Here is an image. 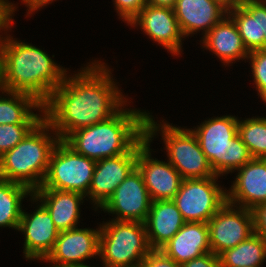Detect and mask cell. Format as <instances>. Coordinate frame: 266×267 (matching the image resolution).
<instances>
[{"mask_svg":"<svg viewBox=\"0 0 266 267\" xmlns=\"http://www.w3.org/2000/svg\"><path fill=\"white\" fill-rule=\"evenodd\" d=\"M91 63L73 76L66 74L43 105L44 119L59 140L75 130L108 120L126 106L128 99L115 86L110 69L104 62Z\"/></svg>","mask_w":266,"mask_h":267,"instance_id":"obj_1","label":"cell"},{"mask_svg":"<svg viewBox=\"0 0 266 267\" xmlns=\"http://www.w3.org/2000/svg\"><path fill=\"white\" fill-rule=\"evenodd\" d=\"M0 35L4 90L33 96L44 105L63 82L66 69L40 48Z\"/></svg>","mask_w":266,"mask_h":267,"instance_id":"obj_2","label":"cell"},{"mask_svg":"<svg viewBox=\"0 0 266 267\" xmlns=\"http://www.w3.org/2000/svg\"><path fill=\"white\" fill-rule=\"evenodd\" d=\"M124 107L111 118L70 133L63 141L94 161L129 152L146 135L148 113Z\"/></svg>","mask_w":266,"mask_h":267,"instance_id":"obj_3","label":"cell"},{"mask_svg":"<svg viewBox=\"0 0 266 267\" xmlns=\"http://www.w3.org/2000/svg\"><path fill=\"white\" fill-rule=\"evenodd\" d=\"M49 130L55 136H50ZM58 142V135L43 118L22 141L0 156V179L25 185L32 192L41 187Z\"/></svg>","mask_w":266,"mask_h":267,"instance_id":"obj_4","label":"cell"},{"mask_svg":"<svg viewBox=\"0 0 266 267\" xmlns=\"http://www.w3.org/2000/svg\"><path fill=\"white\" fill-rule=\"evenodd\" d=\"M238 121L231 115L217 116L192 130L217 176L232 173L253 158L237 134Z\"/></svg>","mask_w":266,"mask_h":267,"instance_id":"obj_5","label":"cell"},{"mask_svg":"<svg viewBox=\"0 0 266 267\" xmlns=\"http://www.w3.org/2000/svg\"><path fill=\"white\" fill-rule=\"evenodd\" d=\"M148 113L146 118V138L152 142L157 131H161L165 143L167 161L179 172L183 179L208 178L217 176L201 150L192 129L180 128L164 122L157 124ZM161 127V128H160Z\"/></svg>","mask_w":266,"mask_h":267,"instance_id":"obj_6","label":"cell"},{"mask_svg":"<svg viewBox=\"0 0 266 267\" xmlns=\"http://www.w3.org/2000/svg\"><path fill=\"white\" fill-rule=\"evenodd\" d=\"M100 229L99 257L106 265L140 267L152 250L145 223L111 219Z\"/></svg>","mask_w":266,"mask_h":267,"instance_id":"obj_7","label":"cell"},{"mask_svg":"<svg viewBox=\"0 0 266 267\" xmlns=\"http://www.w3.org/2000/svg\"><path fill=\"white\" fill-rule=\"evenodd\" d=\"M96 161L76 153L63 140L55 145L42 186L37 189L88 194Z\"/></svg>","mask_w":266,"mask_h":267,"instance_id":"obj_8","label":"cell"},{"mask_svg":"<svg viewBox=\"0 0 266 267\" xmlns=\"http://www.w3.org/2000/svg\"><path fill=\"white\" fill-rule=\"evenodd\" d=\"M218 177L183 179L172 200L185 222L208 223L226 203V190L216 183Z\"/></svg>","mask_w":266,"mask_h":267,"instance_id":"obj_9","label":"cell"},{"mask_svg":"<svg viewBox=\"0 0 266 267\" xmlns=\"http://www.w3.org/2000/svg\"><path fill=\"white\" fill-rule=\"evenodd\" d=\"M208 228L212 253L218 256L254 234L253 212L226 201L208 221Z\"/></svg>","mask_w":266,"mask_h":267,"instance_id":"obj_10","label":"cell"},{"mask_svg":"<svg viewBox=\"0 0 266 267\" xmlns=\"http://www.w3.org/2000/svg\"><path fill=\"white\" fill-rule=\"evenodd\" d=\"M152 199L145 186L143 177L135 168L118 185L114 193L101 207L104 212L116 215L119 221H136L144 223L147 219Z\"/></svg>","mask_w":266,"mask_h":267,"instance_id":"obj_11","label":"cell"},{"mask_svg":"<svg viewBox=\"0 0 266 267\" xmlns=\"http://www.w3.org/2000/svg\"><path fill=\"white\" fill-rule=\"evenodd\" d=\"M100 230V227L96 230L76 227L59 232L54 247L44 262L54 264L50 267H90L83 262L99 256Z\"/></svg>","mask_w":266,"mask_h":267,"instance_id":"obj_12","label":"cell"},{"mask_svg":"<svg viewBox=\"0 0 266 267\" xmlns=\"http://www.w3.org/2000/svg\"><path fill=\"white\" fill-rule=\"evenodd\" d=\"M150 142L146 135L138 142L136 168L143 177L152 201L172 200L178 192L183 178L168 162L151 157Z\"/></svg>","mask_w":266,"mask_h":267,"instance_id":"obj_13","label":"cell"},{"mask_svg":"<svg viewBox=\"0 0 266 267\" xmlns=\"http://www.w3.org/2000/svg\"><path fill=\"white\" fill-rule=\"evenodd\" d=\"M138 143L127 153L96 161L92 182L86 196L101 208L118 185L136 168Z\"/></svg>","mask_w":266,"mask_h":267,"instance_id":"obj_14","label":"cell"},{"mask_svg":"<svg viewBox=\"0 0 266 267\" xmlns=\"http://www.w3.org/2000/svg\"><path fill=\"white\" fill-rule=\"evenodd\" d=\"M129 24L133 27L139 25L147 36L174 56L181 53L184 36L172 8L146 4Z\"/></svg>","mask_w":266,"mask_h":267,"instance_id":"obj_15","label":"cell"},{"mask_svg":"<svg viewBox=\"0 0 266 267\" xmlns=\"http://www.w3.org/2000/svg\"><path fill=\"white\" fill-rule=\"evenodd\" d=\"M38 206L32 214L22 211L17 229L25 236L23 253L26 260H44L52 251L60 232L47 209L42 204Z\"/></svg>","mask_w":266,"mask_h":267,"instance_id":"obj_16","label":"cell"},{"mask_svg":"<svg viewBox=\"0 0 266 267\" xmlns=\"http://www.w3.org/2000/svg\"><path fill=\"white\" fill-rule=\"evenodd\" d=\"M237 171L230 191H226V201L251 210L266 203V159L252 158Z\"/></svg>","mask_w":266,"mask_h":267,"instance_id":"obj_17","label":"cell"},{"mask_svg":"<svg viewBox=\"0 0 266 267\" xmlns=\"http://www.w3.org/2000/svg\"><path fill=\"white\" fill-rule=\"evenodd\" d=\"M173 10L184 38L200 30L205 36L228 14L220 0H176Z\"/></svg>","mask_w":266,"mask_h":267,"instance_id":"obj_18","label":"cell"},{"mask_svg":"<svg viewBox=\"0 0 266 267\" xmlns=\"http://www.w3.org/2000/svg\"><path fill=\"white\" fill-rule=\"evenodd\" d=\"M249 52L266 50V0H241L228 8Z\"/></svg>","mask_w":266,"mask_h":267,"instance_id":"obj_19","label":"cell"},{"mask_svg":"<svg viewBox=\"0 0 266 267\" xmlns=\"http://www.w3.org/2000/svg\"><path fill=\"white\" fill-rule=\"evenodd\" d=\"M160 250L180 265L212 252L208 223L185 222Z\"/></svg>","mask_w":266,"mask_h":267,"instance_id":"obj_20","label":"cell"},{"mask_svg":"<svg viewBox=\"0 0 266 267\" xmlns=\"http://www.w3.org/2000/svg\"><path fill=\"white\" fill-rule=\"evenodd\" d=\"M31 198L33 202L39 201L47 209L60 232L78 227L79 207L86 196L72 191L36 189Z\"/></svg>","mask_w":266,"mask_h":267,"instance_id":"obj_21","label":"cell"},{"mask_svg":"<svg viewBox=\"0 0 266 267\" xmlns=\"http://www.w3.org/2000/svg\"><path fill=\"white\" fill-rule=\"evenodd\" d=\"M202 38L203 48L206 47L218 56L224 65L237 59H246L250 54L235 22L228 14Z\"/></svg>","mask_w":266,"mask_h":267,"instance_id":"obj_22","label":"cell"},{"mask_svg":"<svg viewBox=\"0 0 266 267\" xmlns=\"http://www.w3.org/2000/svg\"><path fill=\"white\" fill-rule=\"evenodd\" d=\"M144 223L150 247L160 249L181 229L185 221L173 200H159L152 201Z\"/></svg>","mask_w":266,"mask_h":267,"instance_id":"obj_23","label":"cell"},{"mask_svg":"<svg viewBox=\"0 0 266 267\" xmlns=\"http://www.w3.org/2000/svg\"><path fill=\"white\" fill-rule=\"evenodd\" d=\"M0 96V124H38L44 118V106L33 96L25 93L3 90ZM10 97V98H9ZM40 110L41 115L32 111Z\"/></svg>","mask_w":266,"mask_h":267,"instance_id":"obj_24","label":"cell"},{"mask_svg":"<svg viewBox=\"0 0 266 267\" xmlns=\"http://www.w3.org/2000/svg\"><path fill=\"white\" fill-rule=\"evenodd\" d=\"M221 267H261L266 260V240L254 233L218 255Z\"/></svg>","mask_w":266,"mask_h":267,"instance_id":"obj_25","label":"cell"},{"mask_svg":"<svg viewBox=\"0 0 266 267\" xmlns=\"http://www.w3.org/2000/svg\"><path fill=\"white\" fill-rule=\"evenodd\" d=\"M32 191L25 185L0 179V227L18 229L22 201Z\"/></svg>","mask_w":266,"mask_h":267,"instance_id":"obj_26","label":"cell"},{"mask_svg":"<svg viewBox=\"0 0 266 267\" xmlns=\"http://www.w3.org/2000/svg\"><path fill=\"white\" fill-rule=\"evenodd\" d=\"M237 134L253 158L266 159V118L239 120Z\"/></svg>","mask_w":266,"mask_h":267,"instance_id":"obj_27","label":"cell"},{"mask_svg":"<svg viewBox=\"0 0 266 267\" xmlns=\"http://www.w3.org/2000/svg\"><path fill=\"white\" fill-rule=\"evenodd\" d=\"M37 124H0V156L14 148Z\"/></svg>","mask_w":266,"mask_h":267,"instance_id":"obj_28","label":"cell"},{"mask_svg":"<svg viewBox=\"0 0 266 267\" xmlns=\"http://www.w3.org/2000/svg\"><path fill=\"white\" fill-rule=\"evenodd\" d=\"M251 62V71L258 95L266 102V50L251 51L247 60Z\"/></svg>","mask_w":266,"mask_h":267,"instance_id":"obj_29","label":"cell"},{"mask_svg":"<svg viewBox=\"0 0 266 267\" xmlns=\"http://www.w3.org/2000/svg\"><path fill=\"white\" fill-rule=\"evenodd\" d=\"M115 9L122 21L128 24L139 14L146 6V0H113Z\"/></svg>","mask_w":266,"mask_h":267,"instance_id":"obj_30","label":"cell"},{"mask_svg":"<svg viewBox=\"0 0 266 267\" xmlns=\"http://www.w3.org/2000/svg\"><path fill=\"white\" fill-rule=\"evenodd\" d=\"M140 267H181L160 249H152L141 262Z\"/></svg>","mask_w":266,"mask_h":267,"instance_id":"obj_31","label":"cell"},{"mask_svg":"<svg viewBox=\"0 0 266 267\" xmlns=\"http://www.w3.org/2000/svg\"><path fill=\"white\" fill-rule=\"evenodd\" d=\"M254 233L266 240V203L257 205L253 210Z\"/></svg>","mask_w":266,"mask_h":267,"instance_id":"obj_32","label":"cell"},{"mask_svg":"<svg viewBox=\"0 0 266 267\" xmlns=\"http://www.w3.org/2000/svg\"><path fill=\"white\" fill-rule=\"evenodd\" d=\"M181 267H221V265L219 257L209 252L182 264Z\"/></svg>","mask_w":266,"mask_h":267,"instance_id":"obj_33","label":"cell"},{"mask_svg":"<svg viewBox=\"0 0 266 267\" xmlns=\"http://www.w3.org/2000/svg\"><path fill=\"white\" fill-rule=\"evenodd\" d=\"M15 6L8 0H0V30H10L13 24L12 15H14Z\"/></svg>","mask_w":266,"mask_h":267,"instance_id":"obj_34","label":"cell"},{"mask_svg":"<svg viewBox=\"0 0 266 267\" xmlns=\"http://www.w3.org/2000/svg\"><path fill=\"white\" fill-rule=\"evenodd\" d=\"M53 0H22V2H24V4H26V6L29 8L27 9L28 14H31L35 11H37L38 9L46 6L47 4L51 3Z\"/></svg>","mask_w":266,"mask_h":267,"instance_id":"obj_35","label":"cell"},{"mask_svg":"<svg viewBox=\"0 0 266 267\" xmlns=\"http://www.w3.org/2000/svg\"><path fill=\"white\" fill-rule=\"evenodd\" d=\"M176 0H146V4L157 6V7H174Z\"/></svg>","mask_w":266,"mask_h":267,"instance_id":"obj_36","label":"cell"},{"mask_svg":"<svg viewBox=\"0 0 266 267\" xmlns=\"http://www.w3.org/2000/svg\"><path fill=\"white\" fill-rule=\"evenodd\" d=\"M4 90L3 87V73H2V56L0 53V91L2 92Z\"/></svg>","mask_w":266,"mask_h":267,"instance_id":"obj_37","label":"cell"},{"mask_svg":"<svg viewBox=\"0 0 266 267\" xmlns=\"http://www.w3.org/2000/svg\"><path fill=\"white\" fill-rule=\"evenodd\" d=\"M220 1L224 3L228 8H230L235 4H237L238 2H240L241 0H220Z\"/></svg>","mask_w":266,"mask_h":267,"instance_id":"obj_38","label":"cell"},{"mask_svg":"<svg viewBox=\"0 0 266 267\" xmlns=\"http://www.w3.org/2000/svg\"><path fill=\"white\" fill-rule=\"evenodd\" d=\"M104 266L103 267H130V266H110V265H106V264H103Z\"/></svg>","mask_w":266,"mask_h":267,"instance_id":"obj_39","label":"cell"}]
</instances>
